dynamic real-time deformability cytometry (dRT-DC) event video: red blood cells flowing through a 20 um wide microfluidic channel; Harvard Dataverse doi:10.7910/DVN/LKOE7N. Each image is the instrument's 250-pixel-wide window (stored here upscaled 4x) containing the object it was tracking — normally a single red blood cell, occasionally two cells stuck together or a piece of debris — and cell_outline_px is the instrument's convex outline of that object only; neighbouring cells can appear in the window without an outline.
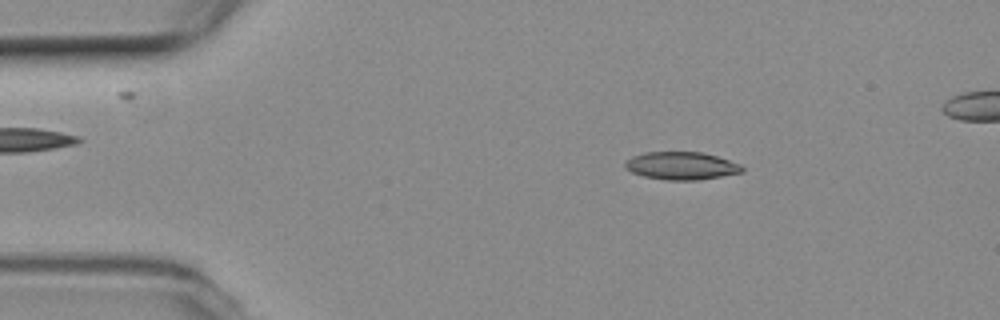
{"species": "common noctule bat (a hibernating species)", "species_latin": "Nyctalus noctula", "temperature_condition": "room temperature", "stored_images_in_passage": 51, "camera_frame_rate_fps": 3000, "um_per_image_px": 0.085, "animal": {"sex": "female", "body_mass_g": 19.3, "forearm_length_mm": 54.1}, "frame": {"image": 1, "passage_image": 8, "time_ms": 2.333, "image_size_px": [1000, 320], "cell_outline_px": [[744, 172], [696, 180], [664, 180], [644, 176], [632, 172], [624, 168], [624, 164], [632, 156], [644, 152], [700, 152], [716, 156], [740, 164], [744, 168]], "centroid_in_image_um": [57.9, 14.09], "position_along_channel_um": 27.1, "area_um2": 18.84}}
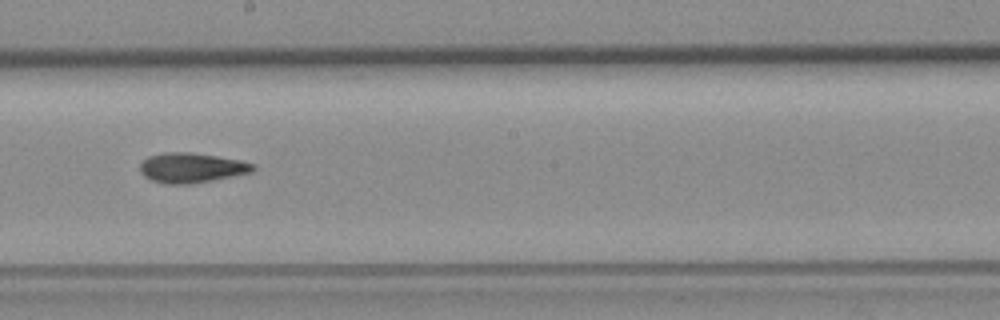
{"frame": {"image": 2, "passage_image": 29, "time_ms": 9.333, "image_size_px": [1000, 320], "cell_outline_px": [[256, 168], [252, 172], [192, 184], [164, 184], [152, 180], [144, 176], [140, 172], [140, 164], [148, 156], [164, 152], [188, 152], [216, 156], [240, 160], [252, 164]], "centroid_in_image_um": [16.24, 14.26], "position_along_channel_um": 232.0, "area_um2": 19.59}}
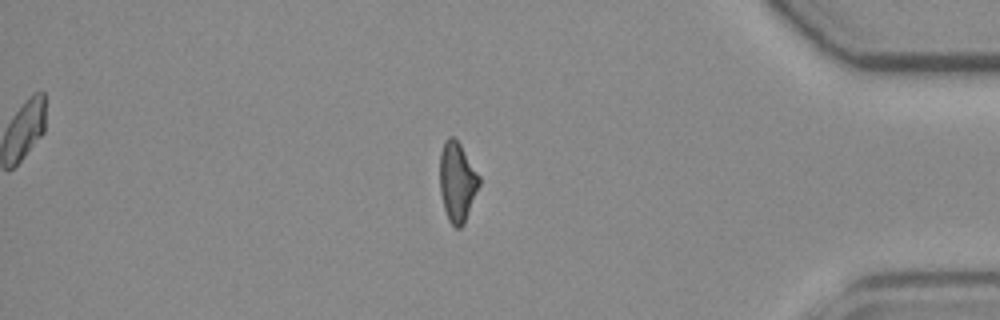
{"frame": {"image": 3, "passage_image": 45, "time_ms": 14.667, "image_size_px": [1000, 320], "cell_outline_px": [[480, 184], [464, 224], [460, 228], [456, 228], [448, 220], [444, 208], [440, 192], [440, 152], [444, 140], [448, 136], [452, 136], [460, 144], [480, 176]], "centroid_in_image_um": [38.86, 15.45], "position_along_channel_um": 396.3, "area_um2": 18.26}}